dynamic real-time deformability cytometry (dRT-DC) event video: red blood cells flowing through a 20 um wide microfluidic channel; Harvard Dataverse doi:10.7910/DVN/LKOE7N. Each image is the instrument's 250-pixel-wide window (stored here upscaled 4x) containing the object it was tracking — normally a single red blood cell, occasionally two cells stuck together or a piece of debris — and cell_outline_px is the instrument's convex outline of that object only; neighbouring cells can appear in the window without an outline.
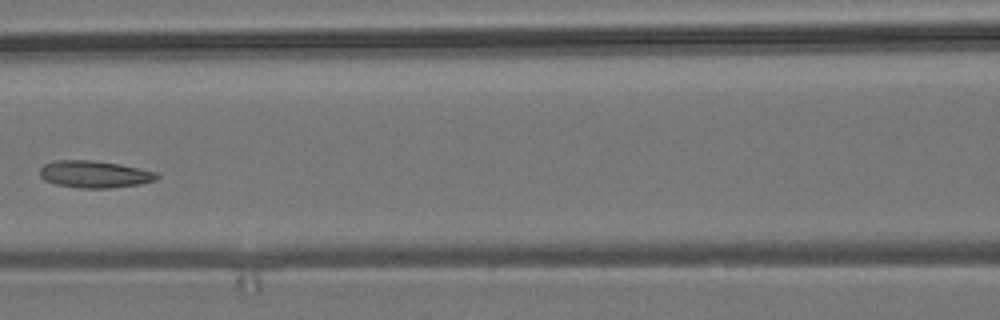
{"species": "common noctule bat (a hibernating species)", "species_latin": "Nyctalus noctula", "temperature_condition": "room temperature", "stored_images_in_passage": 7, "camera_frame_rate_fps": 3000, "um_per_image_px": 0.085, "animal": {"sex": "male", "body_mass_g": 19.2, "forearm_length_mm": 51.8}, "frame": {"image": 1, "passage_image": 6, "time_ms": 1.667, "image_size_px": [1000, 320], "cell_outline_px": [[160, 176], [156, 180], [140, 184], [108, 188], [80, 188], [56, 184], [44, 180], [40, 176], [40, 168], [44, 164], [56, 160], [92, 160], [120, 164], [140, 168], [156, 172]], "centroid_in_image_um": [8.04, 14.8], "position_along_channel_um": 158.6, "area_um2": 18.5}}
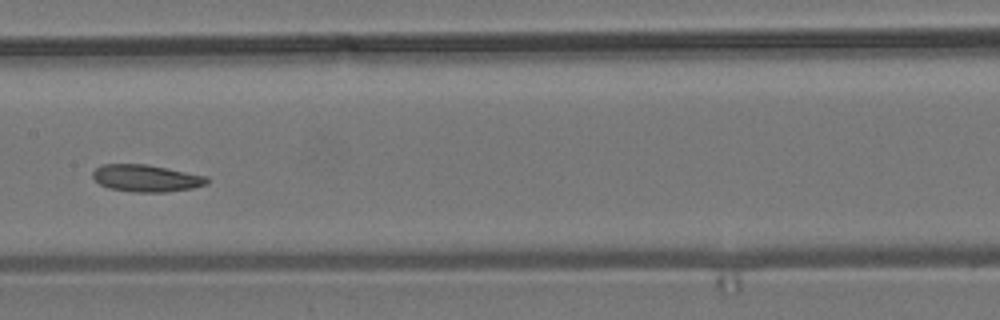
{"frame": {"image": 2, "passage_image": 7, "time_ms": 2.0, "image_size_px": [1000, 320], "cell_outline_px": [[208, 184], [192, 188], [164, 192], [132, 192], [108, 188], [100, 184], [92, 176], [92, 172], [100, 164], [144, 164], [208, 176]], "centroid_in_image_um": [12.41, 15.15], "position_along_channel_um": 195.0, "area_um2": 17.98}}